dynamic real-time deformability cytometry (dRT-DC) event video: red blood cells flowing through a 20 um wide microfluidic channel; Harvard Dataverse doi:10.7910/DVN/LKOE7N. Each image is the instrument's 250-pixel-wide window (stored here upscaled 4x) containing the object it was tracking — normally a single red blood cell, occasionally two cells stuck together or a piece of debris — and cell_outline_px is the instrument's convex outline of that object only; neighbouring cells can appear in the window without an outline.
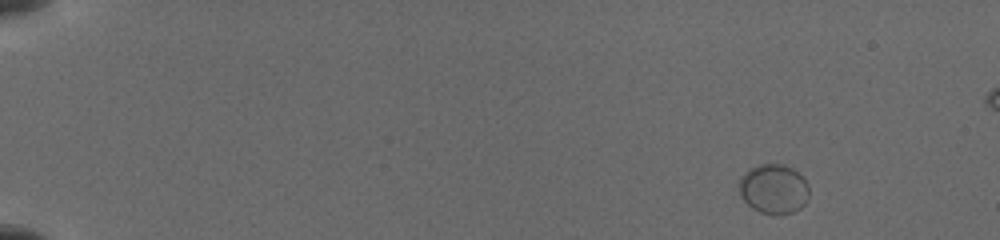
{"species": "common noctule bat (a hibernating species)", "species_latin": "Nyctalus noctula", "temperature_condition": "cold", "stored_images_in_passage": 16, "camera_frame_rate_fps": 3000, "um_per_image_px": 0.085, "animal": {"sex": "female", "body_mass_g": 19.5, "forearm_length_mm": 54.1}, "frame": {"image": 1, "passage_image": 5, "time_ms": 1.333, "image_size_px": [1000, 240], "cell_outline_px": [[808, 200], [800, 208], [792, 212], [760, 212], [752, 208], [740, 196], [736, 184], [752, 168], [760, 164], [784, 164], [792, 168], [808, 184]], "centroid_in_image_um": [65.75, 16.04], "position_along_channel_um": 19.3, "area_um2": 19.77}}